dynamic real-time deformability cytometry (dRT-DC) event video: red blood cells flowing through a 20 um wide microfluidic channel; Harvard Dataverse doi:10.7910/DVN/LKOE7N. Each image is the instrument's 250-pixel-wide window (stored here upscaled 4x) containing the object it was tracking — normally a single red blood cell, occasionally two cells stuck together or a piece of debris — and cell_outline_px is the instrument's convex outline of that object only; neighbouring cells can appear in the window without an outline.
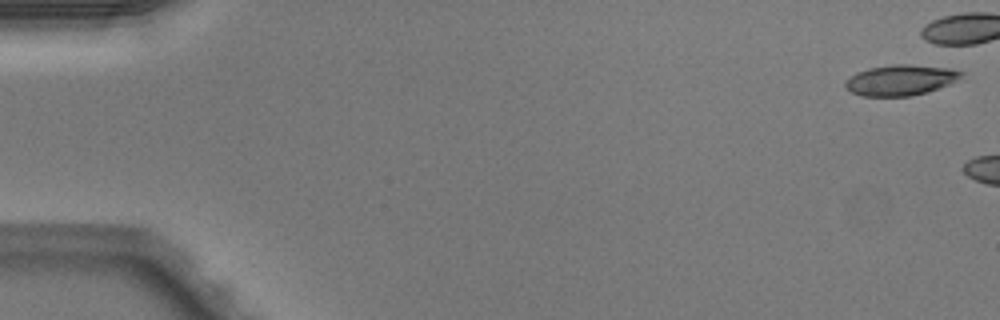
{"species": "Egyptian fruit bat (a non-hibernating species)", "species_latin": "Rousettus aegyptiacus", "temperature_condition": "warm", "stored_images_in_passage": 6, "camera_frame_rate_fps": 3000, "um_per_image_px": 0.085, "animal": {"sex": "male"}, "frame": {"image": 1, "passage_image": 1, "time_ms": 0.0, "image_size_px": [1000, 320], "cell_outline_px": [[964, 72], [960, 76], [948, 84], [928, 92], [912, 96], [860, 96], [852, 92], [844, 84], [856, 72], [868, 68], [892, 64], [908, 64], [948, 68]], "centroid_in_image_um": [76.52, 6.81], "position_along_channel_um": 8.5, "area_um2": 20.4}}